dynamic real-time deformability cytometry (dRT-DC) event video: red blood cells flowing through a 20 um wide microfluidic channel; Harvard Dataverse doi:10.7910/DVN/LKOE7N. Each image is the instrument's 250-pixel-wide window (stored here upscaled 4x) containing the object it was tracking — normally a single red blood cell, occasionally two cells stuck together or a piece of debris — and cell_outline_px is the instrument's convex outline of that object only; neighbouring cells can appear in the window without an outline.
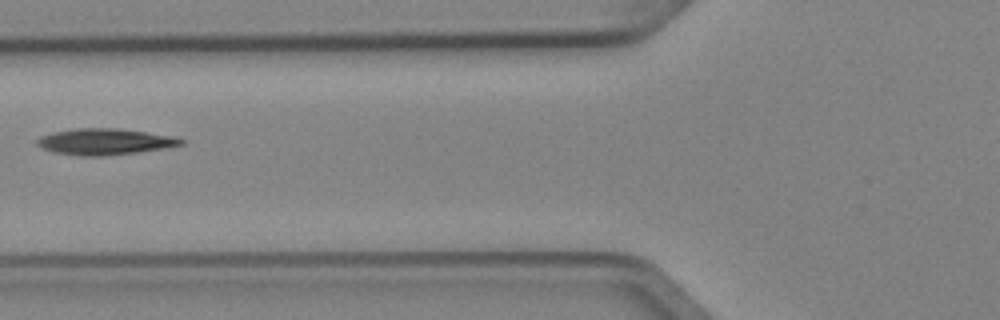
{"species": "Egyptian fruit bat (a non-hibernating species)", "species_latin": "Rousettus aegyptiacus", "temperature_condition": "cold", "stored_images_in_passage": 3, "camera_frame_rate_fps": 3000, "um_per_image_px": 0.085, "animal": {"sex": "female"}, "frame": {"image": 1, "passage_image": 3, "time_ms": 0.667, "image_size_px": [1000, 320], "cell_outline_px": [[184, 144], [136, 152], [100, 156], [84, 156], [56, 152], [40, 148], [36, 144], [36, 140], [40, 136], [52, 132], [76, 128], [116, 128], [172, 136], [184, 140]], "centroid_in_image_um": [8.83, 12.03], "position_along_channel_um": 117.0, "area_um2": 21.62}}